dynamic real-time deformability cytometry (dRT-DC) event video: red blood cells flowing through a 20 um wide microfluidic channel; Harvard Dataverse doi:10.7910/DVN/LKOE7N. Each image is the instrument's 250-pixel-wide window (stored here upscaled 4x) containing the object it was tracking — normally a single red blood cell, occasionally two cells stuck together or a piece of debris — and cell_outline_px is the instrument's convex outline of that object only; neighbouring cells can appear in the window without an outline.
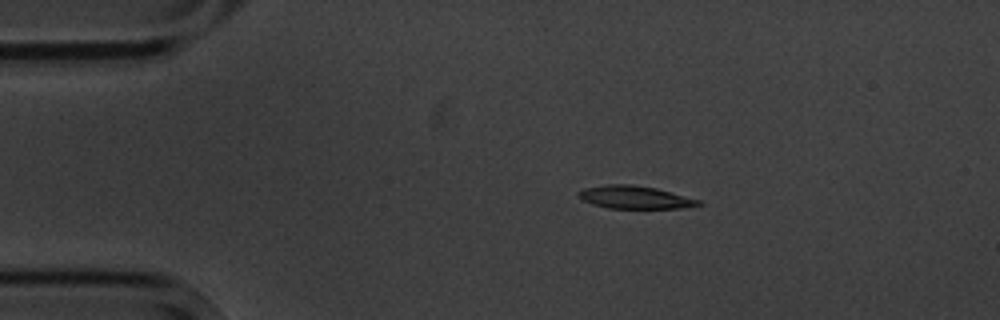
{"species": "common noctule bat (a hibernating species)", "species_latin": "Nyctalus noctula", "temperature_condition": "cold", "stored_images_in_passage": 2, "camera_frame_rate_fps": 3000, "um_per_image_px": 0.085, "animal": {"sex": "male", "body_mass_g": 20.1, "forearm_length_mm": 53.5}, "frame": {"image": 1, "passage_image": 1, "time_ms": 0.0, "image_size_px": [1000, 320], "cell_outline_px": [[704, 204], [680, 208], [608, 208], [592, 204], [580, 200], [576, 196], [576, 192], [584, 188], [608, 184], [632, 184], [656, 188], [700, 200]], "centroid_in_image_um": [53.9, 16.76], "position_along_channel_um": 31.1, "area_um2": 16.07}}